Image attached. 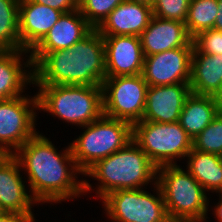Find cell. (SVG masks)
Segmentation results:
<instances>
[{"label":"cell","instance_id":"cell-13","mask_svg":"<svg viewBox=\"0 0 222 222\" xmlns=\"http://www.w3.org/2000/svg\"><path fill=\"white\" fill-rule=\"evenodd\" d=\"M20 169L13 154H8L0 162V209L26 215L35 222L31 206L37 204V201L27 193Z\"/></svg>","mask_w":222,"mask_h":222},{"label":"cell","instance_id":"cell-36","mask_svg":"<svg viewBox=\"0 0 222 222\" xmlns=\"http://www.w3.org/2000/svg\"><path fill=\"white\" fill-rule=\"evenodd\" d=\"M8 154L0 147V162L7 156Z\"/></svg>","mask_w":222,"mask_h":222},{"label":"cell","instance_id":"cell-9","mask_svg":"<svg viewBox=\"0 0 222 222\" xmlns=\"http://www.w3.org/2000/svg\"><path fill=\"white\" fill-rule=\"evenodd\" d=\"M148 84L142 74L105 78L103 114L130 124L142 121Z\"/></svg>","mask_w":222,"mask_h":222},{"label":"cell","instance_id":"cell-12","mask_svg":"<svg viewBox=\"0 0 222 222\" xmlns=\"http://www.w3.org/2000/svg\"><path fill=\"white\" fill-rule=\"evenodd\" d=\"M105 48L106 78L142 74L144 53L138 36H102Z\"/></svg>","mask_w":222,"mask_h":222},{"label":"cell","instance_id":"cell-14","mask_svg":"<svg viewBox=\"0 0 222 222\" xmlns=\"http://www.w3.org/2000/svg\"><path fill=\"white\" fill-rule=\"evenodd\" d=\"M93 29L79 9L63 13L43 40L30 52L33 66L46 53L72 47Z\"/></svg>","mask_w":222,"mask_h":222},{"label":"cell","instance_id":"cell-25","mask_svg":"<svg viewBox=\"0 0 222 222\" xmlns=\"http://www.w3.org/2000/svg\"><path fill=\"white\" fill-rule=\"evenodd\" d=\"M192 148L222 156V110L192 141Z\"/></svg>","mask_w":222,"mask_h":222},{"label":"cell","instance_id":"cell-17","mask_svg":"<svg viewBox=\"0 0 222 222\" xmlns=\"http://www.w3.org/2000/svg\"><path fill=\"white\" fill-rule=\"evenodd\" d=\"M153 17L150 5L135 0H124L115 7L96 28L102 36H138L149 25Z\"/></svg>","mask_w":222,"mask_h":222},{"label":"cell","instance_id":"cell-21","mask_svg":"<svg viewBox=\"0 0 222 222\" xmlns=\"http://www.w3.org/2000/svg\"><path fill=\"white\" fill-rule=\"evenodd\" d=\"M221 110L222 107L214 96L191 92L185 99L179 123L188 136L194 140Z\"/></svg>","mask_w":222,"mask_h":222},{"label":"cell","instance_id":"cell-31","mask_svg":"<svg viewBox=\"0 0 222 222\" xmlns=\"http://www.w3.org/2000/svg\"><path fill=\"white\" fill-rule=\"evenodd\" d=\"M218 10L213 28L222 31V0H218Z\"/></svg>","mask_w":222,"mask_h":222},{"label":"cell","instance_id":"cell-34","mask_svg":"<svg viewBox=\"0 0 222 222\" xmlns=\"http://www.w3.org/2000/svg\"><path fill=\"white\" fill-rule=\"evenodd\" d=\"M135 1H138L140 3H144V4H147V5H150L151 7L155 4L156 0H135Z\"/></svg>","mask_w":222,"mask_h":222},{"label":"cell","instance_id":"cell-32","mask_svg":"<svg viewBox=\"0 0 222 222\" xmlns=\"http://www.w3.org/2000/svg\"><path fill=\"white\" fill-rule=\"evenodd\" d=\"M219 193V196L221 194V196L219 197L221 200L217 203L218 205L215 206V209H214V214H215V217H217V220L219 222H222V192H217Z\"/></svg>","mask_w":222,"mask_h":222},{"label":"cell","instance_id":"cell-23","mask_svg":"<svg viewBox=\"0 0 222 222\" xmlns=\"http://www.w3.org/2000/svg\"><path fill=\"white\" fill-rule=\"evenodd\" d=\"M0 50H22L19 0H0Z\"/></svg>","mask_w":222,"mask_h":222},{"label":"cell","instance_id":"cell-19","mask_svg":"<svg viewBox=\"0 0 222 222\" xmlns=\"http://www.w3.org/2000/svg\"><path fill=\"white\" fill-rule=\"evenodd\" d=\"M22 53L26 54L29 53V51L0 50V100L22 96L21 94L25 92L24 88L26 85L28 83H34L31 56L22 64ZM22 65H24V67ZM25 67H29L28 70H25ZM30 68L32 69L29 72Z\"/></svg>","mask_w":222,"mask_h":222},{"label":"cell","instance_id":"cell-3","mask_svg":"<svg viewBox=\"0 0 222 222\" xmlns=\"http://www.w3.org/2000/svg\"><path fill=\"white\" fill-rule=\"evenodd\" d=\"M83 175L99 181L96 193L102 199L116 190L140 189L149 182L155 184L157 167L132 140L124 148L97 161Z\"/></svg>","mask_w":222,"mask_h":222},{"label":"cell","instance_id":"cell-4","mask_svg":"<svg viewBox=\"0 0 222 222\" xmlns=\"http://www.w3.org/2000/svg\"><path fill=\"white\" fill-rule=\"evenodd\" d=\"M38 110L65 122L85 126L103 115L102 86L36 85Z\"/></svg>","mask_w":222,"mask_h":222},{"label":"cell","instance_id":"cell-16","mask_svg":"<svg viewBox=\"0 0 222 222\" xmlns=\"http://www.w3.org/2000/svg\"><path fill=\"white\" fill-rule=\"evenodd\" d=\"M63 12L32 0H19V37L22 50L31 52Z\"/></svg>","mask_w":222,"mask_h":222},{"label":"cell","instance_id":"cell-6","mask_svg":"<svg viewBox=\"0 0 222 222\" xmlns=\"http://www.w3.org/2000/svg\"><path fill=\"white\" fill-rule=\"evenodd\" d=\"M86 130L70 143L71 153L83 174L97 161L124 148L132 141V124L104 114L83 126Z\"/></svg>","mask_w":222,"mask_h":222},{"label":"cell","instance_id":"cell-33","mask_svg":"<svg viewBox=\"0 0 222 222\" xmlns=\"http://www.w3.org/2000/svg\"><path fill=\"white\" fill-rule=\"evenodd\" d=\"M214 98L219 102L220 106L222 107V85L219 92L214 96Z\"/></svg>","mask_w":222,"mask_h":222},{"label":"cell","instance_id":"cell-11","mask_svg":"<svg viewBox=\"0 0 222 222\" xmlns=\"http://www.w3.org/2000/svg\"><path fill=\"white\" fill-rule=\"evenodd\" d=\"M193 41L185 47L145 56L142 75L148 86L190 83Z\"/></svg>","mask_w":222,"mask_h":222},{"label":"cell","instance_id":"cell-5","mask_svg":"<svg viewBox=\"0 0 222 222\" xmlns=\"http://www.w3.org/2000/svg\"><path fill=\"white\" fill-rule=\"evenodd\" d=\"M156 182L169 218L205 222L209 198L203 186L188 171L179 165L158 167Z\"/></svg>","mask_w":222,"mask_h":222},{"label":"cell","instance_id":"cell-20","mask_svg":"<svg viewBox=\"0 0 222 222\" xmlns=\"http://www.w3.org/2000/svg\"><path fill=\"white\" fill-rule=\"evenodd\" d=\"M189 85L192 93L215 96L222 85V54L209 55L194 47Z\"/></svg>","mask_w":222,"mask_h":222},{"label":"cell","instance_id":"cell-35","mask_svg":"<svg viewBox=\"0 0 222 222\" xmlns=\"http://www.w3.org/2000/svg\"><path fill=\"white\" fill-rule=\"evenodd\" d=\"M165 222H194V221L185 220V219H172V218H168Z\"/></svg>","mask_w":222,"mask_h":222},{"label":"cell","instance_id":"cell-26","mask_svg":"<svg viewBox=\"0 0 222 222\" xmlns=\"http://www.w3.org/2000/svg\"><path fill=\"white\" fill-rule=\"evenodd\" d=\"M124 0H78V9L87 22L96 29L110 12Z\"/></svg>","mask_w":222,"mask_h":222},{"label":"cell","instance_id":"cell-15","mask_svg":"<svg viewBox=\"0 0 222 222\" xmlns=\"http://www.w3.org/2000/svg\"><path fill=\"white\" fill-rule=\"evenodd\" d=\"M190 93L189 83L148 86L142 121L158 123L179 121L185 99Z\"/></svg>","mask_w":222,"mask_h":222},{"label":"cell","instance_id":"cell-30","mask_svg":"<svg viewBox=\"0 0 222 222\" xmlns=\"http://www.w3.org/2000/svg\"><path fill=\"white\" fill-rule=\"evenodd\" d=\"M0 222H33L28 216L16 212L0 213Z\"/></svg>","mask_w":222,"mask_h":222},{"label":"cell","instance_id":"cell-18","mask_svg":"<svg viewBox=\"0 0 222 222\" xmlns=\"http://www.w3.org/2000/svg\"><path fill=\"white\" fill-rule=\"evenodd\" d=\"M140 40L144 56H150L185 47L192 38L187 33L184 22L153 16L149 25L140 35Z\"/></svg>","mask_w":222,"mask_h":222},{"label":"cell","instance_id":"cell-24","mask_svg":"<svg viewBox=\"0 0 222 222\" xmlns=\"http://www.w3.org/2000/svg\"><path fill=\"white\" fill-rule=\"evenodd\" d=\"M218 11V0H191L185 22L189 36L213 28Z\"/></svg>","mask_w":222,"mask_h":222},{"label":"cell","instance_id":"cell-27","mask_svg":"<svg viewBox=\"0 0 222 222\" xmlns=\"http://www.w3.org/2000/svg\"><path fill=\"white\" fill-rule=\"evenodd\" d=\"M191 0H156L153 16L161 19L186 22Z\"/></svg>","mask_w":222,"mask_h":222},{"label":"cell","instance_id":"cell-29","mask_svg":"<svg viewBox=\"0 0 222 222\" xmlns=\"http://www.w3.org/2000/svg\"><path fill=\"white\" fill-rule=\"evenodd\" d=\"M41 5H46L57 9L63 13H68L78 9V0H32Z\"/></svg>","mask_w":222,"mask_h":222},{"label":"cell","instance_id":"cell-10","mask_svg":"<svg viewBox=\"0 0 222 222\" xmlns=\"http://www.w3.org/2000/svg\"><path fill=\"white\" fill-rule=\"evenodd\" d=\"M27 97L0 100V147L7 154L15 153L37 133L34 112L38 110L37 94Z\"/></svg>","mask_w":222,"mask_h":222},{"label":"cell","instance_id":"cell-8","mask_svg":"<svg viewBox=\"0 0 222 222\" xmlns=\"http://www.w3.org/2000/svg\"><path fill=\"white\" fill-rule=\"evenodd\" d=\"M157 195L140 189L116 190L102 198L105 212L114 222H165L169 217L161 189Z\"/></svg>","mask_w":222,"mask_h":222},{"label":"cell","instance_id":"cell-2","mask_svg":"<svg viewBox=\"0 0 222 222\" xmlns=\"http://www.w3.org/2000/svg\"><path fill=\"white\" fill-rule=\"evenodd\" d=\"M33 73L35 85L102 86L106 78L102 35L93 29L72 47L46 53Z\"/></svg>","mask_w":222,"mask_h":222},{"label":"cell","instance_id":"cell-7","mask_svg":"<svg viewBox=\"0 0 222 222\" xmlns=\"http://www.w3.org/2000/svg\"><path fill=\"white\" fill-rule=\"evenodd\" d=\"M132 138L157 168L176 165L175 159L185 158L192 150L193 140L179 121H139L132 125Z\"/></svg>","mask_w":222,"mask_h":222},{"label":"cell","instance_id":"cell-22","mask_svg":"<svg viewBox=\"0 0 222 222\" xmlns=\"http://www.w3.org/2000/svg\"><path fill=\"white\" fill-rule=\"evenodd\" d=\"M187 171L203 186L205 191L222 189V156L204 153L192 148L186 156Z\"/></svg>","mask_w":222,"mask_h":222},{"label":"cell","instance_id":"cell-28","mask_svg":"<svg viewBox=\"0 0 222 222\" xmlns=\"http://www.w3.org/2000/svg\"><path fill=\"white\" fill-rule=\"evenodd\" d=\"M194 47L209 55L222 54V31L215 28L202 31L192 38Z\"/></svg>","mask_w":222,"mask_h":222},{"label":"cell","instance_id":"cell-1","mask_svg":"<svg viewBox=\"0 0 222 222\" xmlns=\"http://www.w3.org/2000/svg\"><path fill=\"white\" fill-rule=\"evenodd\" d=\"M56 150L52 142L38 132L13 153L26 170L31 195L38 203H61L92 191L90 182L77 178V174L83 172L72 156L70 145L64 153Z\"/></svg>","mask_w":222,"mask_h":222}]
</instances>
